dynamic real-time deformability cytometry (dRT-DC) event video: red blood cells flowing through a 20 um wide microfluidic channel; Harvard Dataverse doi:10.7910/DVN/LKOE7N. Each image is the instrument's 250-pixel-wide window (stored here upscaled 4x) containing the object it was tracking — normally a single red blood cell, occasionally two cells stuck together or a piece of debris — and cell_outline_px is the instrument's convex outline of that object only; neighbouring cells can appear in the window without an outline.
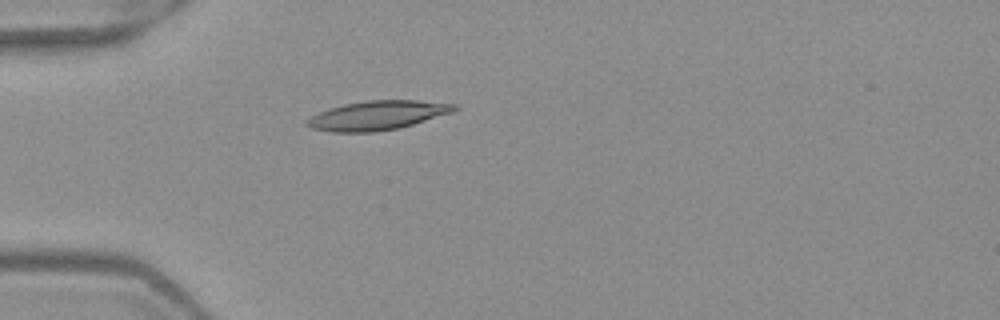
{"species": "Egyptian fruit bat (a non-hibernating species)", "species_latin": "Rousettus aegyptiacus", "temperature_condition": "warm", "stored_images_in_passage": 5, "camera_frame_rate_fps": 3000, "um_per_image_px": 0.085, "frame": {"image": 1, "passage_image": 5, "time_ms": 1.333, "image_size_px": [1000, 320], "cell_outline_px": [[460, 108], [452, 112], [412, 124], [396, 128], [372, 132], [332, 132], [312, 128], [304, 124], [304, 120], [328, 108], [344, 104], [368, 100], [416, 100], [460, 104]], "centroid_in_image_um": [32.08, 9.79], "position_along_channel_um": 52.9, "area_um2": 24.97}}